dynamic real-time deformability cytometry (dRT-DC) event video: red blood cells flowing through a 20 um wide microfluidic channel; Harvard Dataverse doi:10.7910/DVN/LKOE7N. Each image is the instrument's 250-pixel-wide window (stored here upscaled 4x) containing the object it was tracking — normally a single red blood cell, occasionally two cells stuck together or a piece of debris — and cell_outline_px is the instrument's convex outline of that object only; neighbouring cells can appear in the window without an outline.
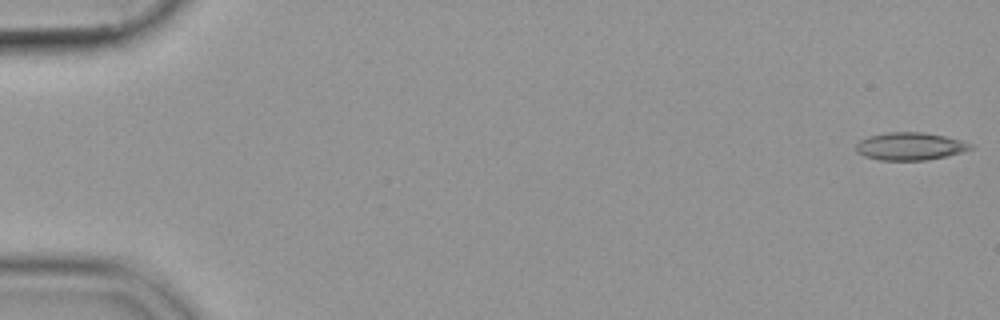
{"species": "common noctule bat (a hibernating species)", "species_latin": "Nyctalus noctula", "temperature_condition": "cold", "stored_images_in_passage": 54, "camera_frame_rate_fps": 3000, "um_per_image_px": 0.085, "animal": {"sex": "female", "body_mass_g": 19.9}, "frame": {"image": 1, "passage_image": 1, "time_ms": 0.0, "image_size_px": [1000, 320], "cell_outline_px": [[976, 148], [948, 156], [928, 160], [880, 160], [864, 156], [856, 152], [856, 144], [860, 140], [868, 136], [888, 132], [924, 132], [944, 136], [976, 144]], "centroid_in_image_um": [77.4, 12.44], "position_along_channel_um": 7.6, "area_um2": 18.73}}
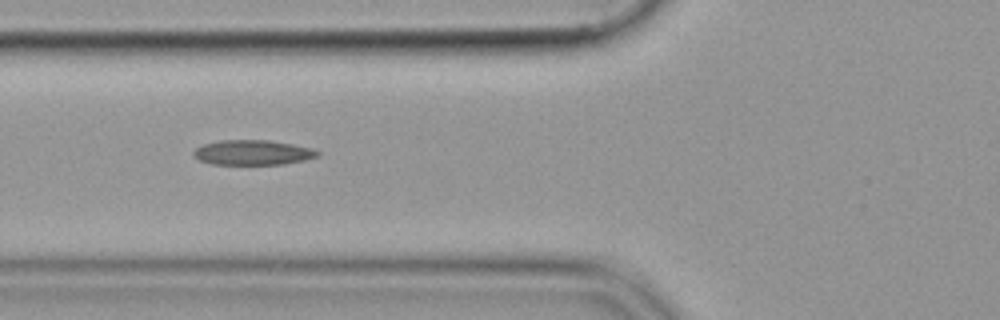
{"frame": {"image": 2, "passage_image": 21, "time_ms": 6.667, "image_size_px": [1000, 320], "cell_outline_px": [[320, 152], [316, 156], [304, 160], [284, 164], [212, 164], [200, 160], [192, 152], [196, 148], [204, 144], [220, 140], [268, 140], [292, 144], [312, 148]], "centroid_in_image_um": [21.48, 12.96], "position_along_channel_um": 104.3, "area_um2": 17.8}}
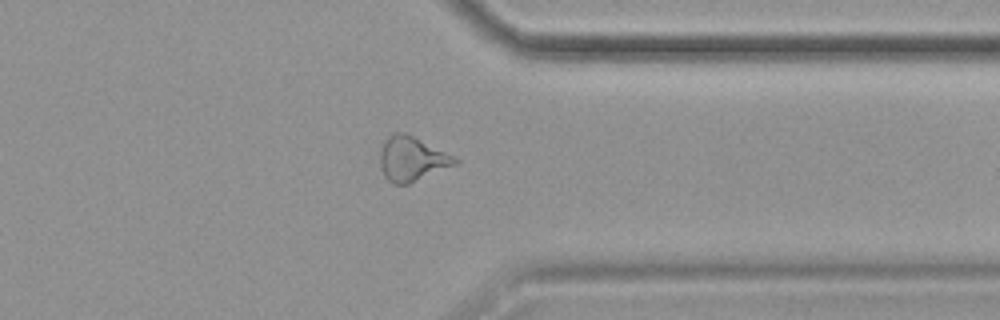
{"frame": {"image": 3, "passage_image": 43, "time_ms": 14.0, "image_size_px": [1000, 320], "cell_outline_px": [[460, 160], [456, 164], [408, 184], [392, 184], [384, 176], [380, 164], [380, 152], [384, 140], [392, 132], [404, 132]], "centroid_in_image_um": [34.95, 13.51], "position_along_channel_um": 376.5, "area_um2": 19.02}}